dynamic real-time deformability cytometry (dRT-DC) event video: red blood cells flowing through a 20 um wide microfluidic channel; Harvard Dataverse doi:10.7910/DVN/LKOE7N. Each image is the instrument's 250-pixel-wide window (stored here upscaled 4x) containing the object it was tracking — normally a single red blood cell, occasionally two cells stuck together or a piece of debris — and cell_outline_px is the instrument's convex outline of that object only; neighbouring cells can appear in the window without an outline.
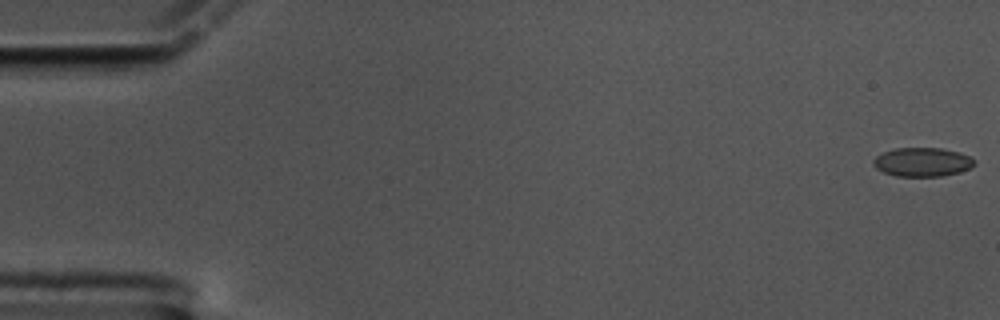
{"species": "common noctule bat (a hibernating species)", "species_latin": "Nyctalus noctula", "temperature_condition": "cold", "stored_images_in_passage": 23, "camera_frame_rate_fps": 3000, "um_per_image_px": 0.085, "animal": {"sex": "male", "body_mass_g": 17.5, "forearm_length_mm": 52.3}, "frame": {"image": 1, "passage_image": 1, "time_ms": 0.0, "image_size_px": [1000, 320], "cell_outline_px": [[976, 164], [972, 168], [960, 172], [940, 176], [896, 176], [884, 172], [876, 168], [872, 164], [872, 160], [876, 156], [884, 152], [896, 148], [940, 148], [960, 152], [968, 156]], "centroid_in_image_um": [78.4, 13.77], "position_along_channel_um": 6.6, "area_um2": 16.99}}
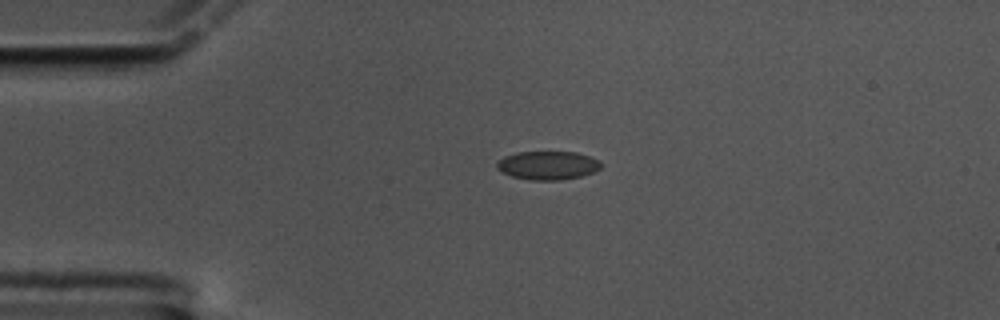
{"frame": {"image": 2, "passage_image": 14, "time_ms": 4.333, "image_size_px": [1000, 320], "cell_outline_px": [[604, 164], [600, 168], [592, 172], [580, 176], [560, 180], [532, 180], [512, 176], [496, 168], [496, 164], [504, 156], [516, 152], [576, 152], [600, 160]], "centroid_in_image_um": [46.58, 14.05], "position_along_channel_um": 38.4, "area_um2": 17.22}}